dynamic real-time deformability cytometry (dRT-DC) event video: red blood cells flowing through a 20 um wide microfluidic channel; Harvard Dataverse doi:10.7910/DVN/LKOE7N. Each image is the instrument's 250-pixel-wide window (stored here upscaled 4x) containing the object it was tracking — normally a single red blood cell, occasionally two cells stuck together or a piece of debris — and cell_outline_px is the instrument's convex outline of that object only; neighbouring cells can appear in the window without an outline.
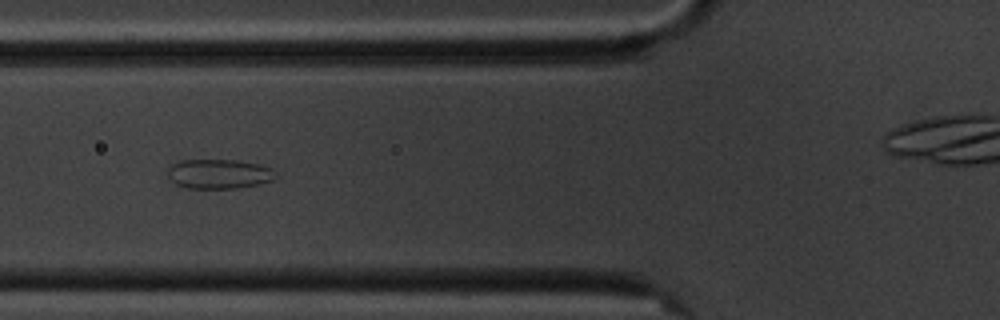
{"species": "common noctule bat (a hibernating species)", "species_latin": "Nyctalus noctula", "temperature_condition": "cold", "stored_images_in_passage": 6, "camera_frame_rate_fps": 3000, "um_per_image_px": 0.085, "animal": {"sex": "male", "body_mass_g": 20.1, "forearm_length_mm": 53.5}, "frame": {"image": 1, "passage_image": 2, "time_ms": 1.333, "image_size_px": [1000, 320], "cell_outline_px": [[276, 176], [272, 180], [260, 184], [236, 188], [188, 188], [176, 184], [168, 176], [168, 168], [172, 164], [180, 160], [236, 160], [256, 164], [272, 168]], "centroid_in_image_um": [18.6, 14.78], "position_along_channel_um": 107.2, "area_um2": 18.44}}